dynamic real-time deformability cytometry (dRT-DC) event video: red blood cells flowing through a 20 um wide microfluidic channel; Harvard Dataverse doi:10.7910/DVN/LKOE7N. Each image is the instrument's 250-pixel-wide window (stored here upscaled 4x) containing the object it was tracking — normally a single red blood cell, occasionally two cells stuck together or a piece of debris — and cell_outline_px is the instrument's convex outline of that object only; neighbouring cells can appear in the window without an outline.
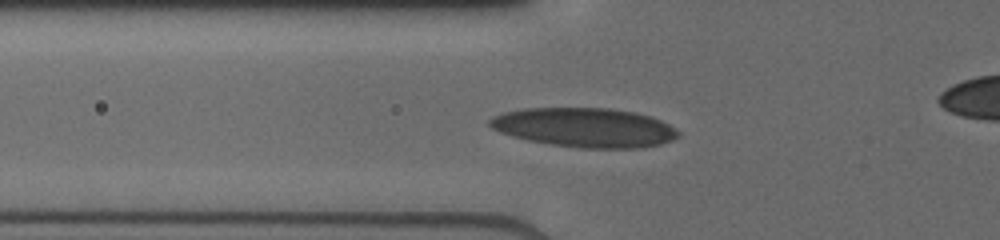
{"species": "human", "species_latin": "Homo sapiens", "temperature_condition": "cold", "stored_images_in_passage": 14, "camera_frame_rate_fps": 3000, "um_per_image_px": 0.085, "donor": {"sex": "male"}, "frame": {"image": 1, "passage_image": 2, "time_ms": 0.333, "image_size_px": [1000, 240], "cell_outline_px": [[680, 136], [672, 140], [660, 144], [644, 148], [580, 148], [552, 144], [528, 140], [512, 136], [500, 132], [492, 128], [488, 124], [488, 120], [492, 116], [504, 112], [524, 108], [608, 108], [632, 112], [648, 116], [660, 120], [668, 124], [680, 132]], "centroid_in_image_um": [49.68, 10.84], "position_along_channel_um": 76.1, "area_um2": 43.12}}
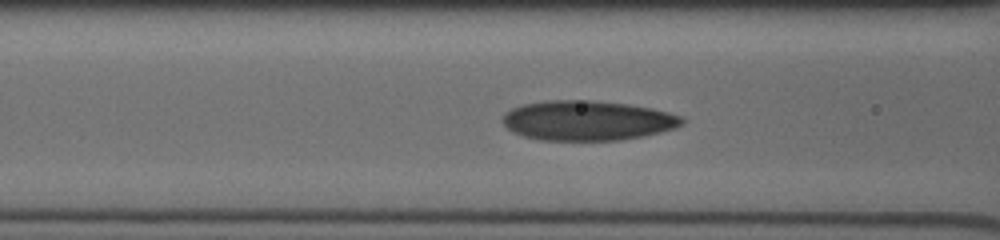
{"frame": {"image": 2, "passage_image": 6, "time_ms": 1.333, "image_size_px": [1000, 240], "cell_outline_px": [[684, 124], [676, 128], [644, 136], [620, 140], [540, 140], [524, 136], [508, 128], [504, 124], [504, 112], [512, 108], [524, 104], [544, 100], [588, 100], [628, 104], [652, 108], [668, 112], [680, 116], [684, 120]], "centroid_in_image_um": [49.96, 10.24], "position_along_channel_um": 116.6, "area_um2": 41.56}}
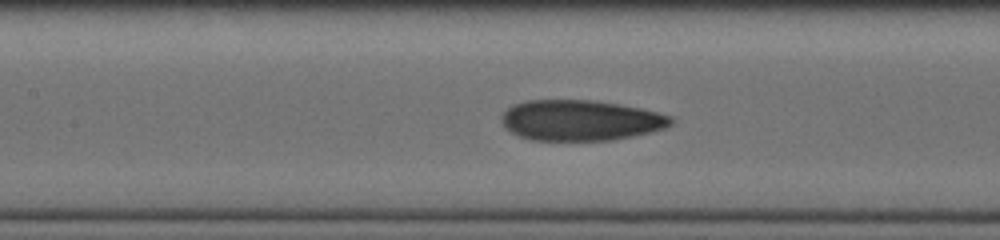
{"frame": {"image": 3, "passage_image": 10, "time_ms": 2.333, "image_size_px": [1000, 240], "cell_outline_px": [[676, 120], [672, 124], [664, 128], [652, 132], [612, 140], [532, 140], [520, 136], [512, 132], [500, 120], [500, 116], [512, 104], [528, 100], [596, 100], [620, 104], [640, 108], [672, 116]], "centroid_in_image_um": [49.37, 10.22], "position_along_channel_um": 158.0, "area_um2": 40.17}}